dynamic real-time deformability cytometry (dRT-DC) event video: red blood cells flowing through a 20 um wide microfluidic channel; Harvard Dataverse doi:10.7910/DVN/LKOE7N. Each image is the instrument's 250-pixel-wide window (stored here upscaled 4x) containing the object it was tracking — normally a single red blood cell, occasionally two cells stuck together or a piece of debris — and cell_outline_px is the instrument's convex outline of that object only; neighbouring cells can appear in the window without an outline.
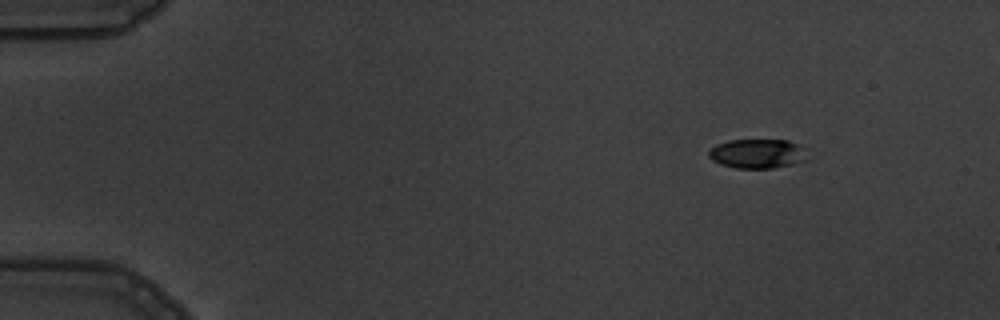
{"species": "common noctule bat (a hibernating species)", "species_latin": "Nyctalus noctula", "temperature_condition": "warm", "stored_images_in_passage": 4, "camera_frame_rate_fps": 3000, "um_per_image_px": 0.085, "animal": {"sex": "male", "body_mass_g": 19.5, "forearm_length_mm": 54.6}, "frame": {"image": 1, "passage_image": 2, "time_ms": 1.333, "image_size_px": [1000, 320], "cell_outline_px": [[808, 160], [792, 164], [772, 168], [736, 168], [720, 164], [712, 160], [708, 156], [708, 152], [716, 144], [728, 140], [788, 140], [796, 144]], "centroid_in_image_um": [64.3, 13.06], "position_along_channel_um": 20.7, "area_um2": 16.59}}